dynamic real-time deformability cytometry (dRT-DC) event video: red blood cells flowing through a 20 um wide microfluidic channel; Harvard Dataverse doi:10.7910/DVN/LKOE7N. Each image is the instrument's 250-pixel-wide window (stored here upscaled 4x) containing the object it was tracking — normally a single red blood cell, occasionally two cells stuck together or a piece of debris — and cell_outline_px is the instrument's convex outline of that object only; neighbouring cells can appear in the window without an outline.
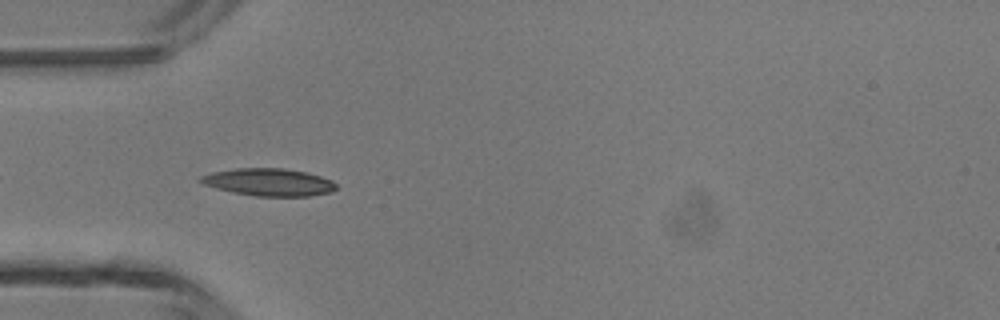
{"species": "common noctule bat (a hibernating species)", "species_latin": "Nyctalus noctula", "temperature_condition": "room temperature", "stored_images_in_passage": 27, "camera_frame_rate_fps": 3000, "um_per_image_px": 0.085, "animal": {"sex": "male", "body_mass_g": 13.3}, "frame": {"image": 1, "passage_image": 2, "time_ms": 0.333, "image_size_px": [1000, 320], "cell_outline_px": [[336, 188], [332, 192], [308, 196], [256, 196], [232, 192], [216, 188], [204, 184], [196, 180], [200, 176], [212, 172], [236, 168], [284, 168], [308, 172], [332, 180], [336, 184]], "centroid_in_image_um": [22.84, 15.48], "position_along_channel_um": 62.2, "area_um2": 21.79}}
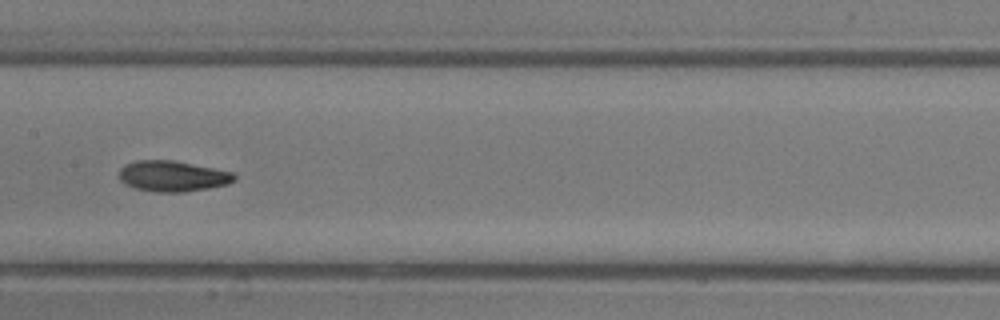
{"frame": {"image": 2, "passage_image": 11, "time_ms": 3.333, "image_size_px": [1000, 320], "cell_outline_px": [[236, 180], [228, 184], [208, 188], [184, 192], [156, 192], [136, 188], [124, 184], [120, 180], [120, 168], [124, 164], [136, 160], [176, 160], [232, 172], [236, 176]], "centroid_in_image_um": [14.67, 14.96], "position_along_channel_um": 192.7, "area_um2": 20.75}}
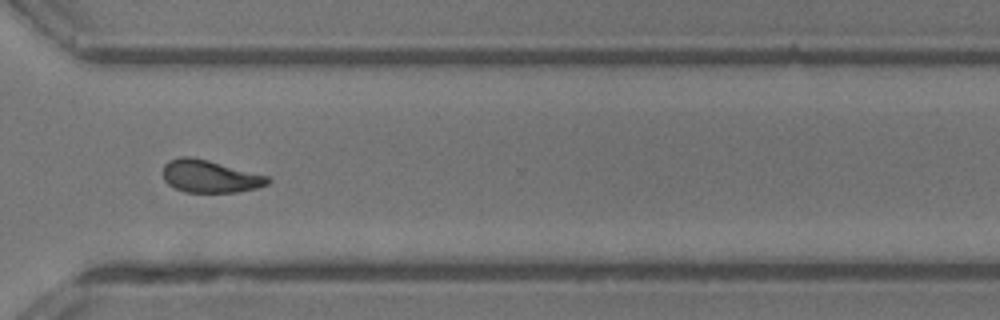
{"frame": {"image": 3, "passage_image": 22, "time_ms": 7.0, "image_size_px": [1000, 320], "cell_outline_px": [[272, 180], [268, 184], [256, 188], [236, 192], [184, 192], [168, 184], [164, 180], [164, 164], [168, 160], [180, 156], [188, 156], [208, 160], [268, 176]], "centroid_in_image_um": [17.84, 14.99], "position_along_channel_um": 352.8, "area_um2": 19.77}, "authors_computed_cell_mechanics": {"area_um2": 20.5768, "velocity_mm_per_s": 4.3831, "shape_relaxation_time_tau1_ms": 4.249, "shape_relaxation_time_tau2_ms": 4.4214, "deformation_change_tau1": 0.149, "deformation_change_tau2": 0.1212}}